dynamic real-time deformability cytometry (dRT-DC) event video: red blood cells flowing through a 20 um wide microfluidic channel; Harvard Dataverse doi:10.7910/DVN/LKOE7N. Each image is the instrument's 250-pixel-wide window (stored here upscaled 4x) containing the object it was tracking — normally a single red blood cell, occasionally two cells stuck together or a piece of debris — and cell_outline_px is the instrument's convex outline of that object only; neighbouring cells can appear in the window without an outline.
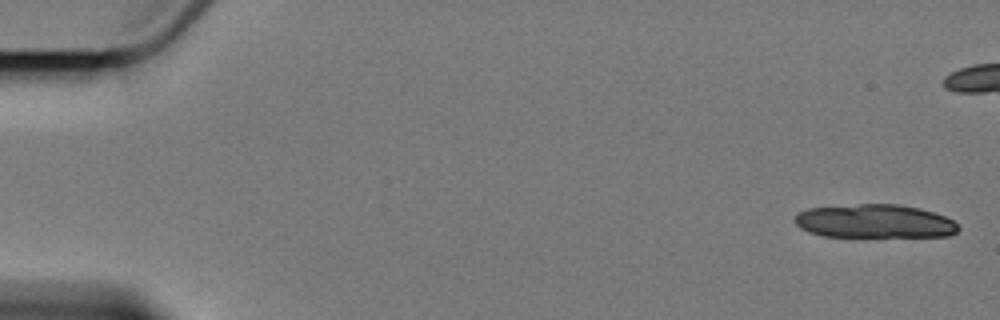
{"species": "Egyptian fruit bat (a non-hibernating species)", "species_latin": "Rousettus aegyptiacus", "temperature_condition": "cold", "stored_images_in_passage": 7, "camera_frame_rate_fps": 3000, "um_per_image_px": 0.085, "animal": {"sex": "female"}, "frame": {"image": 1, "passage_image": 1, "time_ms": 0.0, "image_size_px": [1000, 320], "cell_outline_px": [[960, 228], [956, 232], [948, 236], [824, 236], [808, 232], [800, 228], [792, 220], [796, 212], [808, 208], [860, 204], [900, 204], [920, 208], [944, 216], [952, 220]], "centroid_in_image_um": [74.29, 18.8], "position_along_channel_um": 10.7, "area_um2": 32.02}}
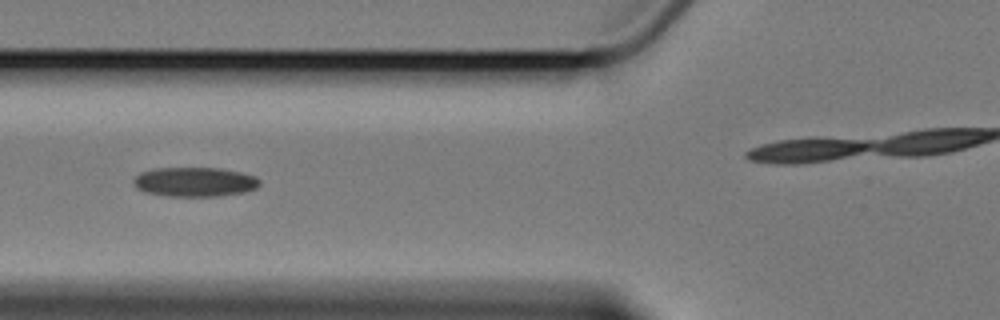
{"frame": {"image": 2, "passage_image": 6, "time_ms": 7.333, "image_size_px": [1000, 320], "cell_outline_px": [[260, 184], [256, 188], [244, 192], [216, 196], [168, 196], [144, 192], [136, 188], [132, 184], [132, 180], [140, 172], [152, 168], [220, 168], [240, 172], [256, 176], [260, 180]], "centroid_in_image_um": [16.51, 15.46], "position_along_channel_um": 109.3, "area_um2": 21.79}}